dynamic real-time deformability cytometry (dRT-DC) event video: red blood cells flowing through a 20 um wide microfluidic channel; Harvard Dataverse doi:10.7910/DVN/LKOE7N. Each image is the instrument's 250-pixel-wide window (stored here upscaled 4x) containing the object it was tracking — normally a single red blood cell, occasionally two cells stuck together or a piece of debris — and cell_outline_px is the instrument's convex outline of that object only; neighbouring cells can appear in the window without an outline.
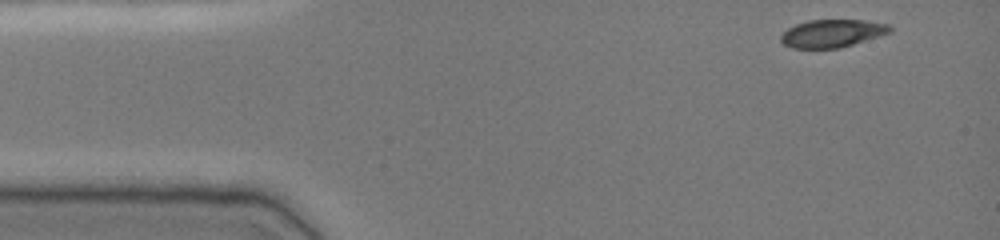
{"species": "common noctule bat (a hibernating species)", "species_latin": "Nyctalus noctula", "temperature_condition": "cold", "stored_images_in_passage": 40, "camera_frame_rate_fps": 3000, "um_per_image_px": 0.085, "animal": {"sex": "female", "body_mass_g": 19.0, "forearm_length_mm": 51.5}, "frame": {"image": 1, "passage_image": 1, "time_ms": 0.0, "image_size_px": [1000, 240], "cell_outline_px": [[892, 32], [840, 48], [792, 48], [784, 44], [780, 40], [780, 36], [788, 28], [796, 24], [808, 20], [864, 20], [888, 24], [892, 28]], "centroid_in_image_um": [70.73, 2.83], "position_along_channel_um": 14.3, "area_um2": 17.63}}
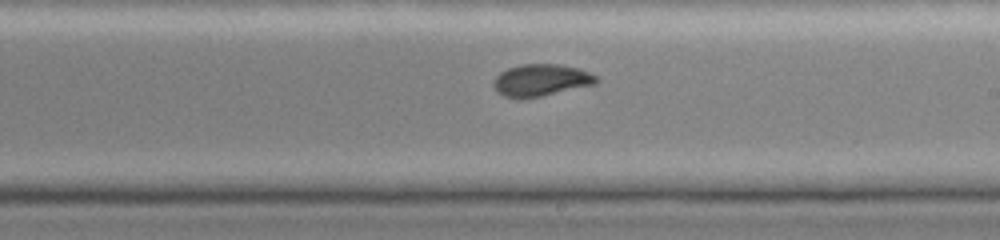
{"frame": {"image": 2, "passage_image": 25, "time_ms": 8.0, "image_size_px": [1000, 240], "cell_outline_px": [[600, 80], [596, 84], [540, 96], [504, 96], [496, 92], [492, 84], [492, 80], [500, 72], [508, 68], [520, 64], [560, 64], [580, 68], [596, 76]], "centroid_in_image_um": [45.99, 6.78], "position_along_channel_um": 243.0, "area_um2": 18.96}}
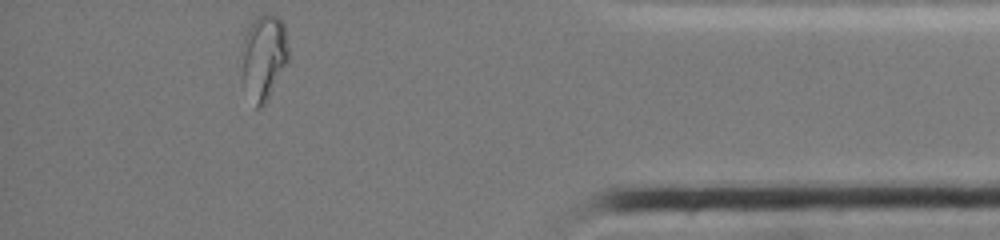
{"frame": {"image": 3, "passage_image": 40, "time_ms": 13.0, "image_size_px": [1000, 240], "cell_outline_px": [[288, 60], [264, 104], [260, 108], [256, 108], [240, 80], [240, 76], [244, 36], [252, 20], [264, 12], [276, 16], [284, 24], [288, 48]], "centroid_in_image_um": [22.38, 4.83], "position_along_channel_um": 412.8, "area_um2": 23.24}}